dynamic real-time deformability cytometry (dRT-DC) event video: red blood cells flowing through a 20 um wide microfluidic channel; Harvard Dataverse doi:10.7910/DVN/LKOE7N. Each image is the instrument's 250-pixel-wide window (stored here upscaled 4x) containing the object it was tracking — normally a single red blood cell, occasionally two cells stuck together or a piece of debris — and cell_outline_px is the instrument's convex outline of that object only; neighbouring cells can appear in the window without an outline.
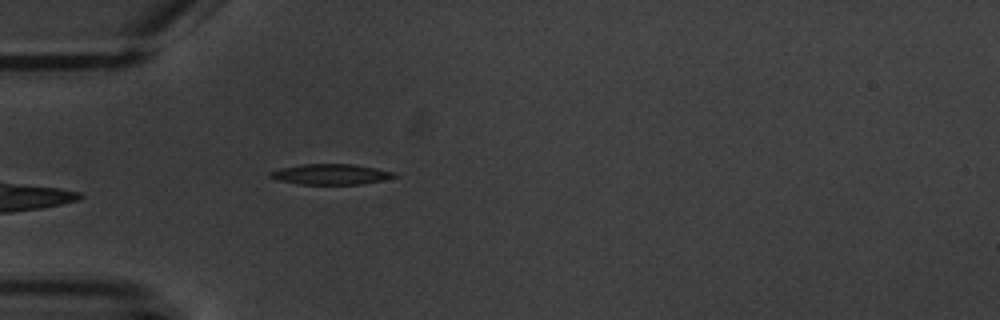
{"species": "common noctule bat (a hibernating species)", "species_latin": "Nyctalus noctula", "temperature_condition": "warm", "stored_images_in_passage": 3, "camera_frame_rate_fps": 3000, "um_per_image_px": 0.085, "animal": {"sex": "male", "body_mass_g": 20.1, "forearm_length_mm": 53.5}, "frame": {"image": 1, "passage_image": 3, "time_ms": 2.333, "image_size_px": [1000, 320], "cell_outline_px": [[400, 176], [384, 180], [360, 184], [300, 184], [276, 180], [268, 176], [268, 172], [280, 168], [304, 164], [356, 164], [396, 172]], "centroid_in_image_um": [28.14, 14.81], "position_along_channel_um": 56.9, "area_um2": 15.03}}